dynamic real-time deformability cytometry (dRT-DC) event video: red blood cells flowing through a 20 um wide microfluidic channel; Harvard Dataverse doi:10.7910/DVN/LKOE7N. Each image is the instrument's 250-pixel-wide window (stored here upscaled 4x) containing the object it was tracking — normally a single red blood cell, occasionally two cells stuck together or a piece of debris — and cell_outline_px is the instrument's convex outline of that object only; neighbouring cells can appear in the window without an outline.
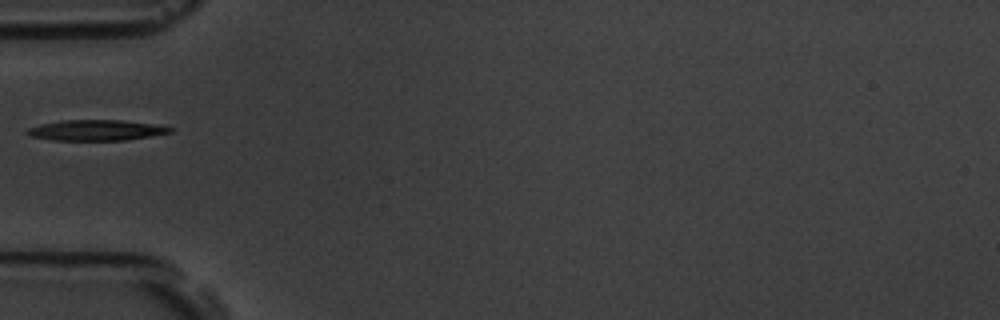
{"species": "common noctule bat (a hibernating species)", "species_latin": "Nyctalus noctula", "temperature_condition": "room temperature", "stored_images_in_passage": 2, "camera_frame_rate_fps": 3000, "um_per_image_px": 0.085, "animal": {"sex": "male", "body_mass_g": 19.5, "forearm_length_mm": 54.6}, "frame": {"image": 1, "passage_image": 1, "time_ms": 0.0, "image_size_px": [1000, 320], "cell_outline_px": [[172, 132], [124, 140], [52, 140], [32, 136], [24, 132], [28, 128], [40, 124], [64, 120], [120, 120], [152, 124], [172, 128]], "centroid_in_image_um": [8.11, 11.06], "position_along_channel_um": 76.9, "area_um2": 16.88}}
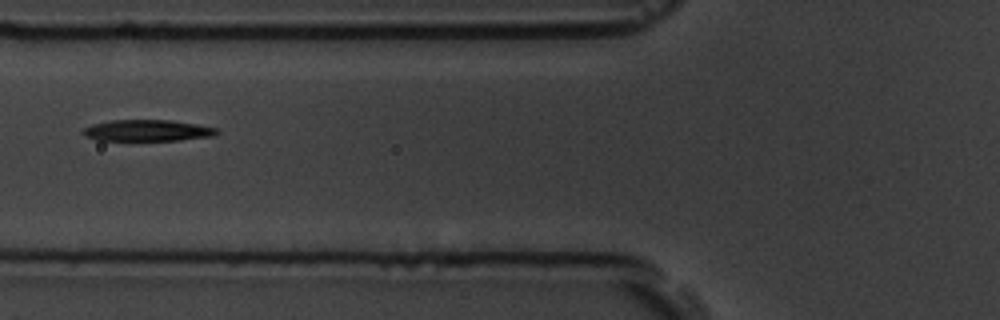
{"frame": {"image": 2, "passage_image": 2, "time_ms": 1.0, "image_size_px": [1000, 320], "cell_outline_px": [[220, 132], [216, 136], [180, 140], [96, 140], [84, 136], [80, 132], [84, 128], [92, 124], [108, 120], [172, 120], [196, 124], [216, 128]], "centroid_in_image_um": [12.52, 11.09], "position_along_channel_um": 113.3, "area_um2": 16.82}}